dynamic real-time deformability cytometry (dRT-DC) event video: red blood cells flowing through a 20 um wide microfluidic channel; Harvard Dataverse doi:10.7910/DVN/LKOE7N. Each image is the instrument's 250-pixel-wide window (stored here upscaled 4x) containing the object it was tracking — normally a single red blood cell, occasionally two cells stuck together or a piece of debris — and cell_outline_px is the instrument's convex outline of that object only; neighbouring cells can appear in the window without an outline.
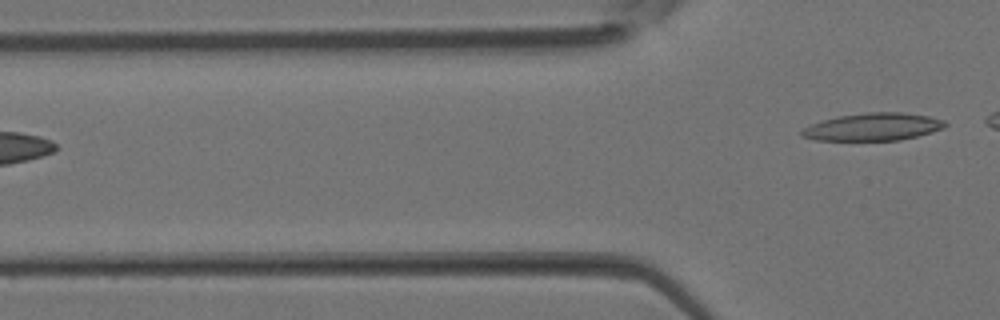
{"species": "Egyptian fruit bat (a non-hibernating species)", "species_latin": "Rousettus aegyptiacus", "temperature_condition": "room temperature", "stored_images_in_passage": 5, "camera_frame_rate_fps": 3000, "um_per_image_px": 0.085, "animal": {"sex": "female"}, "frame": {"image": 1, "passage_image": 5, "time_ms": 1.333, "image_size_px": [1000, 320], "cell_outline_px": [[948, 124], [944, 128], [932, 132], [900, 140], [816, 140], [800, 136], [800, 132], [804, 128], [812, 124], [824, 120], [840, 116], [868, 112], [900, 112], [928, 116], [944, 120]], "centroid_in_image_um": [74.23, 10.78], "position_along_channel_um": 51.6, "area_um2": 22.83}}